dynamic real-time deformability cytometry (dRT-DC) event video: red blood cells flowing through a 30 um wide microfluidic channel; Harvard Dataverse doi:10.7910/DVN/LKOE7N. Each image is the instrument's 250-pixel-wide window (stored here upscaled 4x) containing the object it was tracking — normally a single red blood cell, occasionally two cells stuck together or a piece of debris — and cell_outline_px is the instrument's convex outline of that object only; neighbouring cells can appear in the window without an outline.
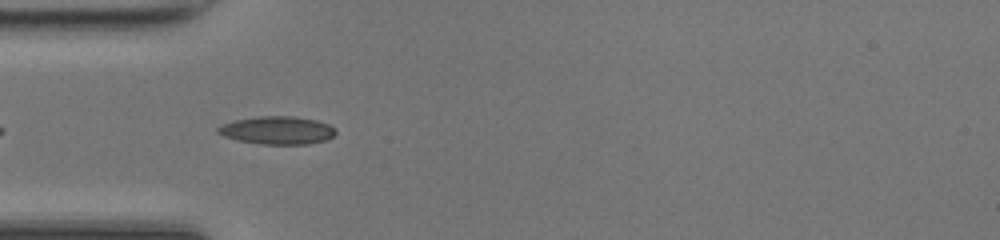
{"species": "common noctule bat (a hibernating species)", "species_latin": "Nyctalus noctula", "temperature_condition": "room temperature", "stored_images_in_passage": 36, "camera_frame_rate_fps": 3000, "um_per_image_px": 0.085, "animal": {"sex": "female", "body_mass_g": 17.0, "forearm_length_mm": 48.0}, "frame": {"image": 1, "passage_image": 3, "time_ms": 0.667, "image_size_px": [1000, 240], "cell_outline_px": [[336, 132], [332, 136], [324, 140], [308, 144], [260, 144], [236, 140], [224, 136], [216, 132], [216, 128], [224, 124], [236, 120], [260, 116], [296, 116], [316, 120], [328, 124], [336, 128]], "centroid_in_image_um": [23.57, 11.07], "position_along_channel_um": 61.4, "area_um2": 19.13}}
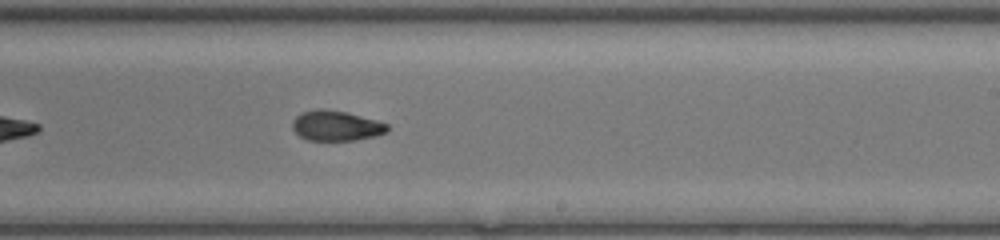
{"frame": {"image": 2, "passage_image": 17, "time_ms": 5.333, "image_size_px": [1000, 240], "cell_outline_px": [[388, 132], [376, 136], [356, 140], [308, 140], [300, 136], [292, 128], [292, 120], [300, 112], [320, 108], [344, 112], [376, 120], [388, 124]], "centroid_in_image_um": [28.56, 10.69], "position_along_channel_um": 260.4, "area_um2": 16.65}}
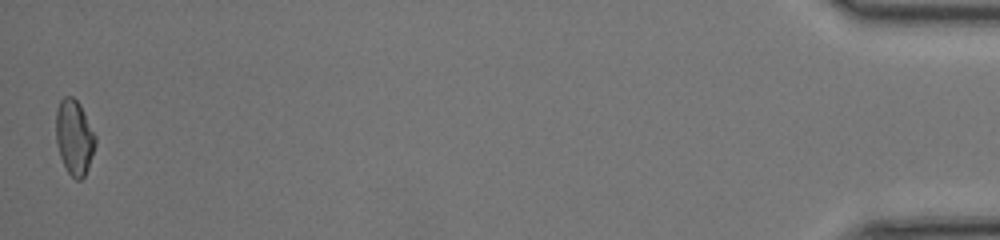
{"frame": {"image": 3, "passage_image": 36, "time_ms": 11.667, "image_size_px": [1000, 240], "cell_outline_px": [[96, 144], [88, 168], [84, 176], [80, 180], [76, 180], [68, 172], [60, 156], [56, 144], [56, 108], [60, 100], [64, 96], [72, 96], [80, 104], [96, 136]], "centroid_in_image_um": [6.31, 11.65], "position_along_channel_um": 428.9, "area_um2": 17.28}, "authors_computed_cell_mechanics": {"area_um2": 16.9065, "velocity_mm_per_s": 4.2899, "shape_relaxation_time_tau1_ms": null, "shape_relaxation_time_tau2_ms": 2.0324, "deformation_change_tau1": null, "deformation_change_tau2": 0.0699}}